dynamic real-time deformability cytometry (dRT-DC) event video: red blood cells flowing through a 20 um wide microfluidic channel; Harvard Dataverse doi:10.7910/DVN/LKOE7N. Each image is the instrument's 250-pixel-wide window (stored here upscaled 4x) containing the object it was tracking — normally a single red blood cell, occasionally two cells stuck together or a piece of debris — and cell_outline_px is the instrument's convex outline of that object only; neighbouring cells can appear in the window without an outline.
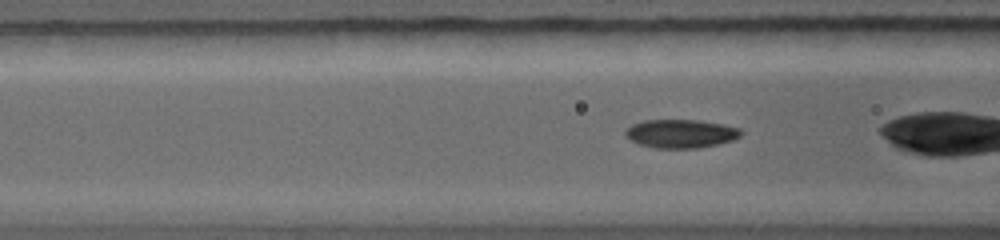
{"species": "common noctule bat (a hibernating species)", "species_latin": "Nyctalus noctula", "temperature_condition": "warm", "stored_images_in_passage": 25, "camera_frame_rate_fps": 5000, "um_per_image_px": 0.085, "animal": {"sex": "female", "body_mass_g": 19.0, "forearm_length_mm": 56.7}, "frame": {"image": 1, "passage_image": 3, "time_ms": 0.8, "image_size_px": [1000, 240], "cell_outline_px": [[744, 132], [740, 136], [732, 140], [716, 144], [696, 148], [656, 148], [640, 144], [632, 140], [624, 132], [632, 124], [644, 120], [700, 120], [740, 128]], "centroid_in_image_um": [57.89, 11.35], "position_along_channel_um": 108.7, "area_um2": 18.96}}
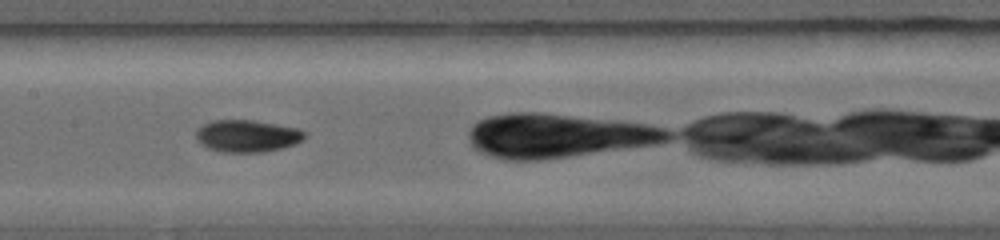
{"frame": {"image": 2, "passage_image": 9, "time_ms": 2.4, "image_size_px": [1000, 240], "cell_outline_px": [[308, 136], [304, 140], [296, 144], [284, 148], [264, 152], [220, 152], [208, 148], [200, 144], [196, 140], [196, 128], [212, 120], [252, 120], [300, 128], [308, 132]], "centroid_in_image_um": [21.06, 11.56], "position_along_channel_um": 186.3, "area_um2": 20.87}}
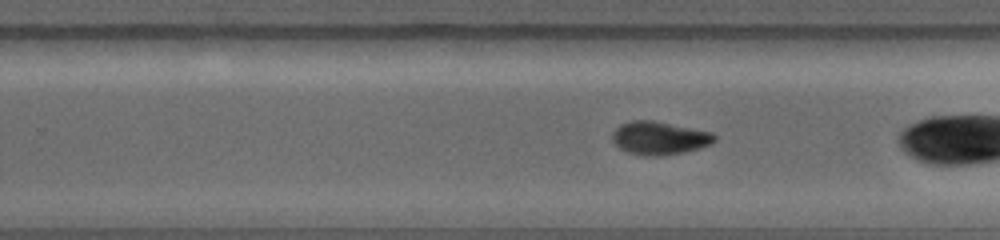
{"frame": {"image": 3, "passage_image": 16, "time_ms": 4.2, "image_size_px": [1000, 240], "cell_outline_px": [[716, 140], [712, 144], [700, 148], [684, 152], [664, 156], [644, 156], [628, 152], [620, 148], [612, 140], [612, 132], [620, 124], [632, 120], [656, 120], [712, 132], [716, 136]], "centroid_in_image_um": [56.07, 11.73], "position_along_channel_um": 273.7, "area_um2": 20.06}}